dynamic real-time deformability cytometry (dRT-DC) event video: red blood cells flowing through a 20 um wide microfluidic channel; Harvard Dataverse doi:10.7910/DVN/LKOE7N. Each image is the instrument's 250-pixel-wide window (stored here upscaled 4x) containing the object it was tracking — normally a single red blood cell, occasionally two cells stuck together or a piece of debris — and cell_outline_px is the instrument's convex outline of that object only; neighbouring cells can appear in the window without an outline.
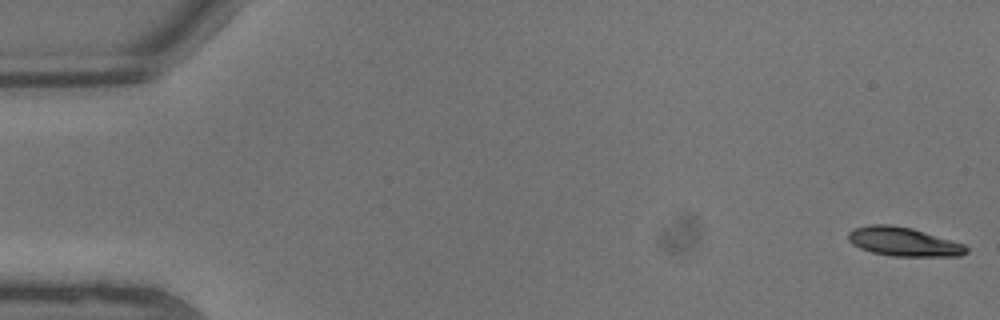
{"species": "common noctule bat (a hibernating species)", "species_latin": "Nyctalus noctula", "temperature_condition": "warm", "stored_images_in_passage": 9, "segment_of_instrument_passage": [1, 2], "camera_frame_rate_fps": 3000, "um_per_image_px": 0.085, "animal": {"sex": "male", "body_mass_g": 13.3}, "frame": {"image": 1, "passage_image": 1, "time_ms": 0.0, "image_size_px": [1000, 320], "cell_outline_px": [[968, 252], [960, 256], [892, 256], [872, 252], [860, 248], [852, 244], [848, 240], [848, 232], [856, 228], [868, 224], [892, 224], [912, 228], [964, 244], [968, 248]], "centroid_in_image_um": [76.79, 20.54], "position_along_channel_um": 8.2, "area_um2": 19.88}}
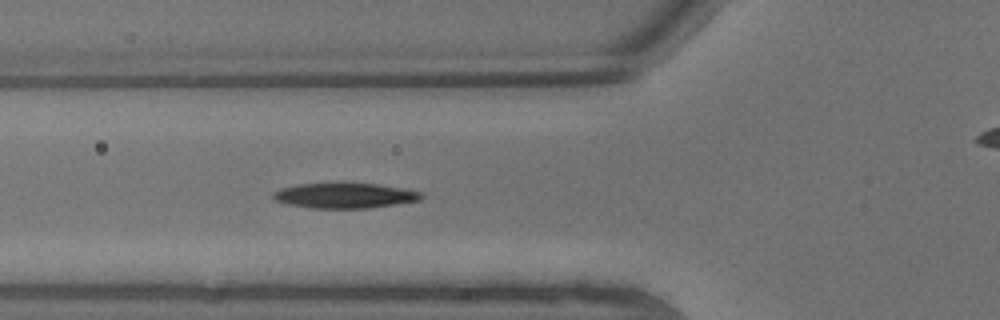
{"frame": {"image": 2, "passage_image": 8, "time_ms": 2.333, "image_size_px": [1000, 320], "cell_outline_px": [[424, 196], [420, 200], [368, 208], [312, 208], [288, 204], [276, 200], [272, 196], [272, 192], [280, 188], [296, 184], [336, 180], [344, 180], [376, 184], [400, 188], [420, 192]], "centroid_in_image_um": [29.22, 16.57], "position_along_channel_um": 96.6, "area_um2": 22.6}}